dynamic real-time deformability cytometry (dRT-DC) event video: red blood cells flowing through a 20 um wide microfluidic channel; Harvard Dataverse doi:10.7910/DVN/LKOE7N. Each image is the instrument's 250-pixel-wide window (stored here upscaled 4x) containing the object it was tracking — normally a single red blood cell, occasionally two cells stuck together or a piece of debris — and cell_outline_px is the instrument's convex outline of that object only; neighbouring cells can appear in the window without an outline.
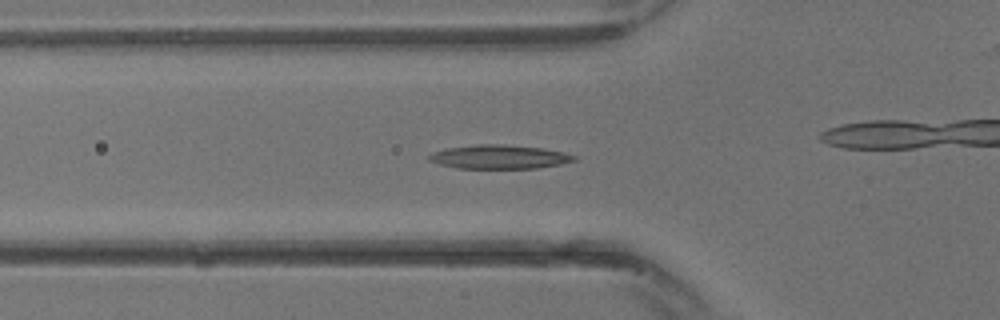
{"species": "common noctule bat (a hibernating species)", "species_latin": "Nyctalus noctula", "temperature_condition": "warm", "stored_images_in_passage": 18, "camera_frame_rate_fps": 3000, "um_per_image_px": 0.085, "animal": {"sex": "male", "body_mass_g": 13.3}, "frame": {"image": 1, "passage_image": 11, "time_ms": 3.333, "image_size_px": [1000, 320], "cell_outline_px": [[580, 160], [560, 164], [536, 168], [456, 168], [440, 164], [428, 160], [428, 156], [432, 152], [448, 148], [476, 144], [504, 144], [544, 148], [564, 152], [576, 156]], "centroid_in_image_um": [42.48, 13.33], "position_along_channel_um": 83.3, "area_um2": 20.29}}
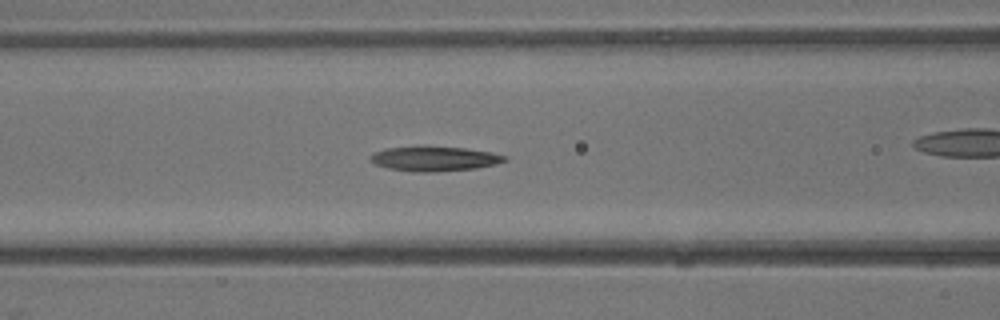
{"frame": {"image": 2, "passage_image": 13, "time_ms": 4.0, "image_size_px": [1000, 320], "cell_outline_px": [[508, 160], [496, 164], [476, 168], [432, 172], [412, 172], [388, 168], [376, 164], [372, 160], [372, 156], [376, 152], [388, 148], [464, 148], [488, 152], [508, 156]], "centroid_in_image_um": [37.0, 13.53], "position_along_channel_um": 129.6, "area_um2": 18.5}}